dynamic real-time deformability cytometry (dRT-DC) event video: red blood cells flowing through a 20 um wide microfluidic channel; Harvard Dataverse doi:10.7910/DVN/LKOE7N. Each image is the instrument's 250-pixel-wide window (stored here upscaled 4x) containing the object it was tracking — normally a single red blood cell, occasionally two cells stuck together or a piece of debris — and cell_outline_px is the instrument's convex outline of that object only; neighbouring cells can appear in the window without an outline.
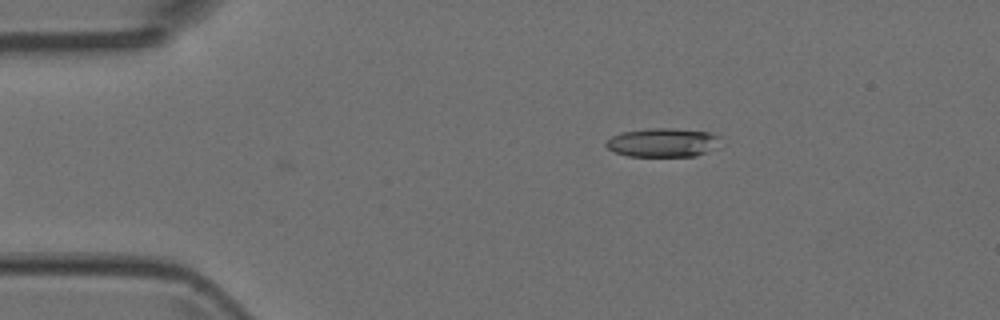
{"species": "Egyptian fruit bat (a non-hibernating species)", "species_latin": "Rousettus aegyptiacus", "temperature_condition": "room temperature", "stored_images_in_passage": 5, "camera_frame_rate_fps": 3000, "um_per_image_px": 0.085, "animal": {"sex": "female"}, "frame": {"image": 1, "passage_image": 5, "time_ms": 1.333, "image_size_px": [1000, 320], "cell_outline_px": [[720, 148], [696, 156], [628, 156], [616, 152], [608, 148], [604, 144], [612, 136], [620, 132], [648, 128], [672, 128], [708, 132], [720, 136]], "centroid_in_image_um": [56.39, 12.11], "position_along_channel_um": 28.6, "area_um2": 19.48}}